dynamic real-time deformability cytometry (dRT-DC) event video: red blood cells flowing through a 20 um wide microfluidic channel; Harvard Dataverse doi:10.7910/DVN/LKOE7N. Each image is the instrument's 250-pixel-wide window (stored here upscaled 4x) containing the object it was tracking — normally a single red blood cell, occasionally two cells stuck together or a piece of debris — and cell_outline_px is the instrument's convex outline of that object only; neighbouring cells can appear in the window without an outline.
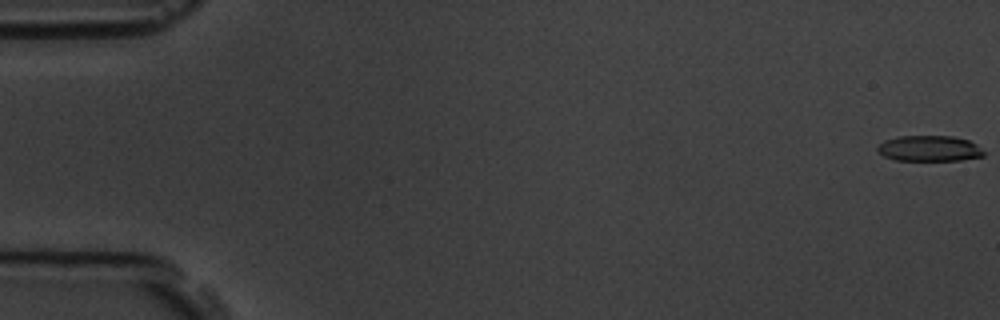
{"species": "common noctule bat (a hibernating species)", "species_latin": "Nyctalus noctula", "temperature_condition": "room temperature", "stored_images_in_passage": 5, "camera_frame_rate_fps": 3000, "um_per_image_px": 0.085, "animal": {"sex": "male", "body_mass_g": 19.5, "forearm_length_mm": 54.6}, "frame": {"image": 1, "passage_image": 1, "time_ms": 0.0, "image_size_px": [1000, 320], "cell_outline_px": [[984, 156], [960, 160], [896, 160], [884, 156], [876, 148], [884, 140], [900, 136], [952, 136], [968, 140], [976, 144], [984, 152]], "centroid_in_image_um": [79.0, 12.61], "position_along_channel_um": 6.0, "area_um2": 15.78}}